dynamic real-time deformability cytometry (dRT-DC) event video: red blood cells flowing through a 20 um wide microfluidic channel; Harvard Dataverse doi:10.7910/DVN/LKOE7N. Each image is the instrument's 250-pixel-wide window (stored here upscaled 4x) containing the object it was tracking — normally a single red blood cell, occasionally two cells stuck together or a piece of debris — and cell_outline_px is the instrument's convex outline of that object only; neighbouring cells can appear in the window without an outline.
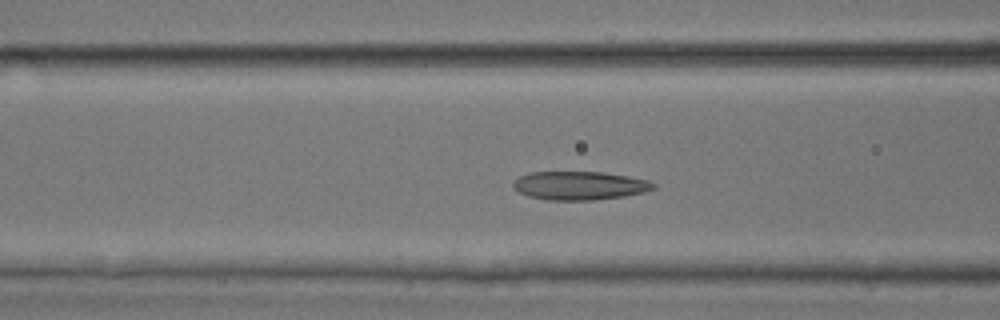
{"species": "common noctule bat (a hibernating species)", "species_latin": "Nyctalus noctula", "temperature_condition": "room temperature", "stored_images_in_passage": 45, "camera_frame_rate_fps": 3000, "um_per_image_px": 0.085, "animal": {"sex": "male", "body_mass_g": 17.9, "forearm_length_mm": 54.2}, "frame": {"image": 1, "passage_image": 16, "time_ms": 5.0, "image_size_px": [1000, 320], "cell_outline_px": [[656, 188], [644, 192], [624, 196], [592, 200], [548, 200], [528, 196], [512, 188], [512, 184], [520, 176], [528, 172], [600, 172], [628, 176], [648, 180], [656, 184]], "centroid_in_image_um": [49.26, 15.77], "position_along_channel_um": 117.3, "area_um2": 23.29}}
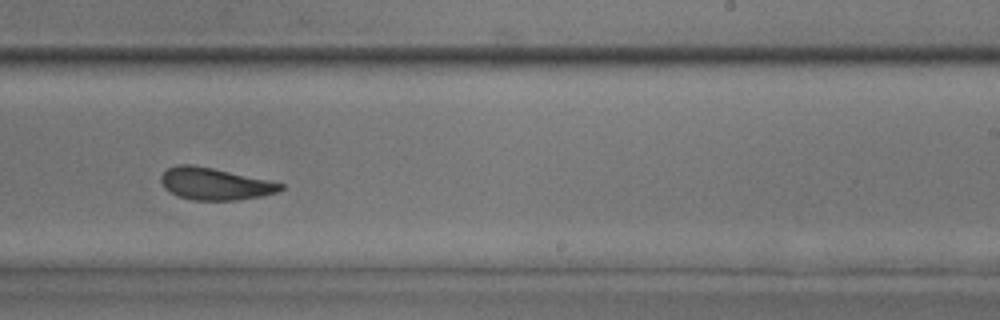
{"frame": {"image": 2, "passage_image": 27, "time_ms": 8.667, "image_size_px": [1000, 320], "cell_outline_px": [[284, 188], [276, 192], [260, 196], [236, 200], [192, 200], [180, 196], [164, 188], [160, 180], [160, 176], [168, 168], [176, 164], [192, 164], [212, 168], [268, 180], [284, 184]], "centroid_in_image_um": [18.23, 15.62], "position_along_channel_um": 270.8, "area_um2": 22.08}}
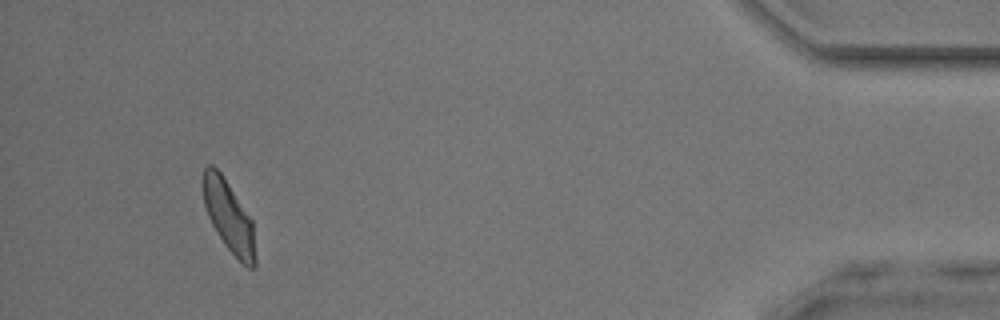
{"frame": {"image": 3, "passage_image": 42, "time_ms": 13.667, "image_size_px": [1000, 320], "cell_outline_px": [[256, 268], [248, 268], [224, 244], [216, 232], [208, 216], [204, 204], [200, 180], [204, 168], [208, 164], [212, 164], [220, 172], [252, 220], [256, 256]], "centroid_in_image_um": [19.41, 18.37], "position_along_channel_um": 415.8, "area_um2": 21.73}, "authors_computed_cell_mechanics": {"area_um2": 22.6576, "velocity_mm_per_s": 4.2001, "shape_relaxation_time_tau1_ms": 3.6112, "shape_relaxation_time_tau2_ms": 1.9093, "deformation_change_tau1": 0.1161, "deformation_change_tau2": 0.0997}}